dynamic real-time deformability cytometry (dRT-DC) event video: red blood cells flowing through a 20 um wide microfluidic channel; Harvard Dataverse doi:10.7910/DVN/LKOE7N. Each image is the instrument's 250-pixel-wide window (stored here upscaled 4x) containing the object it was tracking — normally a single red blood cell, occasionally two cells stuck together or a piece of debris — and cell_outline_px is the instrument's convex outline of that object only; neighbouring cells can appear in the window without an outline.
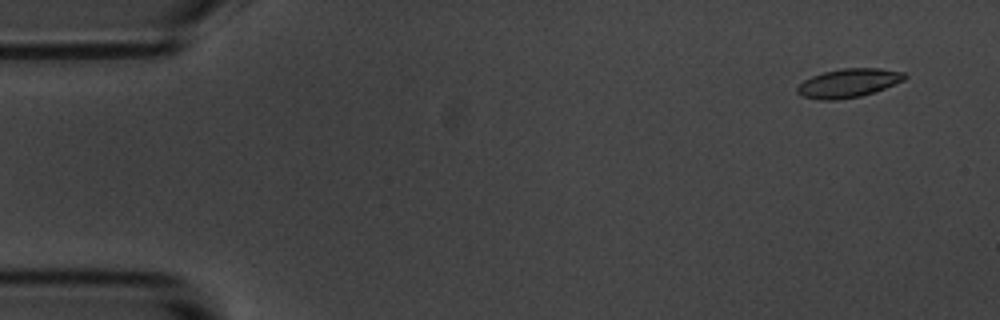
{"species": "common noctule bat (a hibernating species)", "species_latin": "Nyctalus noctula", "temperature_condition": "room temperature", "stored_images_in_passage": 5, "camera_frame_rate_fps": 3000, "um_per_image_px": 0.085, "animal": {"sex": "male", "body_mass_g": 20.1, "forearm_length_mm": 53.5}, "frame": {"image": 1, "passage_image": 1, "time_ms": 0.0, "image_size_px": [1000, 320], "cell_outline_px": [[908, 76], [904, 80], [876, 92], [860, 96], [836, 100], [820, 100], [804, 96], [796, 92], [796, 88], [804, 80], [812, 76], [824, 72], [840, 68], [880, 68], [904, 72]], "centroid_in_image_um": [72.14, 7.05], "position_along_channel_um": 12.9, "area_um2": 18.03}}
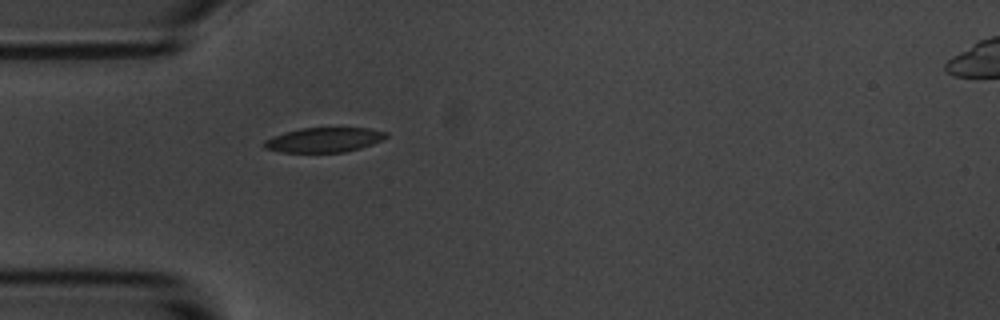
{"frame": {"image": 2, "passage_image": 4, "time_ms": 4.333, "image_size_px": [1000, 320], "cell_outline_px": [[388, 136], [372, 144], [360, 148], [344, 152], [280, 152], [264, 148], [264, 140], [272, 136], [284, 132], [300, 128], [368, 128], [388, 132]], "centroid_in_image_um": [27.52, 11.88], "position_along_channel_um": 57.5, "area_um2": 17.51}}